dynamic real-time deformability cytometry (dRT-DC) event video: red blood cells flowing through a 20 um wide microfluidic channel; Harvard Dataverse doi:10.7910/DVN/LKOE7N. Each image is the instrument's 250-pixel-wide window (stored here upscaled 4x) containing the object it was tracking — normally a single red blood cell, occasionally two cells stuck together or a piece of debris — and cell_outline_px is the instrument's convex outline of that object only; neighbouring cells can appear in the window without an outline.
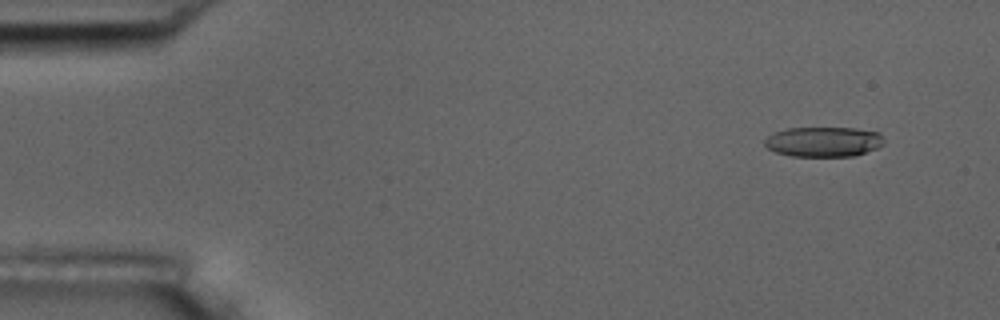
{"species": "common noctule bat (a hibernating species)", "species_latin": "Nyctalus noctula", "temperature_condition": "room temperature", "stored_images_in_passage": 5, "camera_frame_rate_fps": 3000, "um_per_image_px": 0.085, "animal": {"sex": "male", "body_mass_g": 17.5, "forearm_length_mm": 52.3}, "frame": {"image": 1, "passage_image": 1, "time_ms": 0.0, "image_size_px": [1000, 320], "cell_outline_px": [[884, 144], [876, 148], [856, 156], [792, 156], [776, 152], [768, 148], [764, 144], [764, 140], [772, 132], [788, 128], [856, 128], [880, 132]], "centroid_in_image_um": [70.0, 12.04], "position_along_channel_um": 15.0, "area_um2": 20.92}}
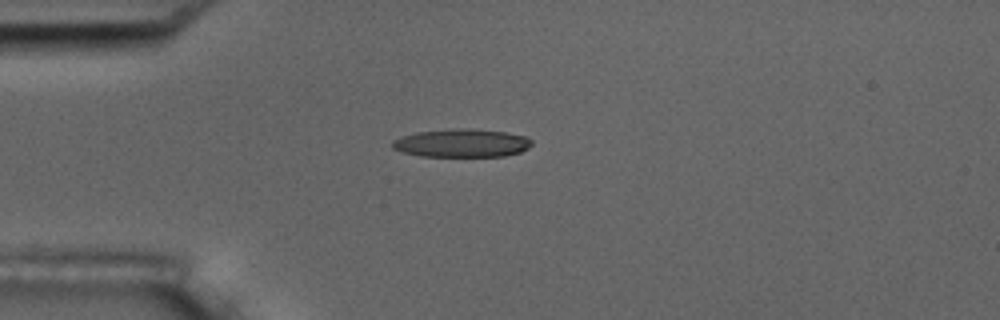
{"frame": {"image": 2, "passage_image": 4, "time_ms": 3.333, "image_size_px": [1000, 320], "cell_outline_px": [[532, 144], [528, 148], [520, 152], [504, 156], [420, 156], [404, 152], [392, 148], [392, 140], [416, 132], [452, 128], [468, 128], [508, 132], [528, 136], [532, 140]], "centroid_in_image_um": [39.29, 12.15], "position_along_channel_um": 45.7, "area_um2": 23.06}}
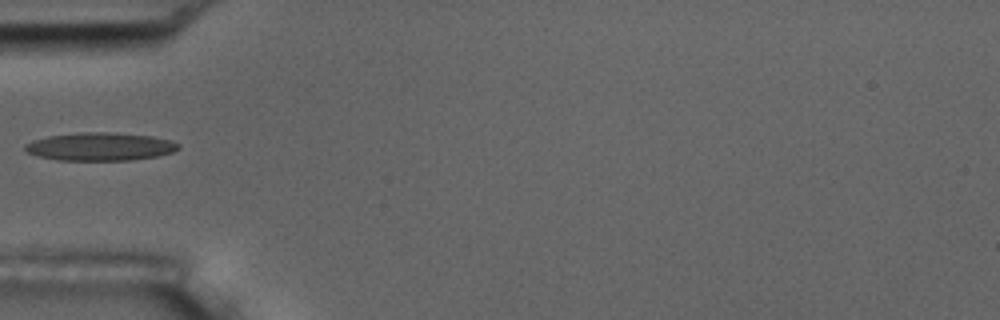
{"frame": {"image": 3, "passage_image": 5, "time_ms": 4.667, "image_size_px": [1000, 320], "cell_outline_px": [[180, 148], [172, 152], [156, 156], [132, 160], [56, 160], [40, 156], [28, 152], [24, 148], [24, 144], [32, 140], [48, 136], [76, 132], [108, 132], [152, 136], [168, 140], [180, 144]], "centroid_in_image_um": [8.49, 12.45], "position_along_channel_um": 76.5, "area_um2": 25.03}}